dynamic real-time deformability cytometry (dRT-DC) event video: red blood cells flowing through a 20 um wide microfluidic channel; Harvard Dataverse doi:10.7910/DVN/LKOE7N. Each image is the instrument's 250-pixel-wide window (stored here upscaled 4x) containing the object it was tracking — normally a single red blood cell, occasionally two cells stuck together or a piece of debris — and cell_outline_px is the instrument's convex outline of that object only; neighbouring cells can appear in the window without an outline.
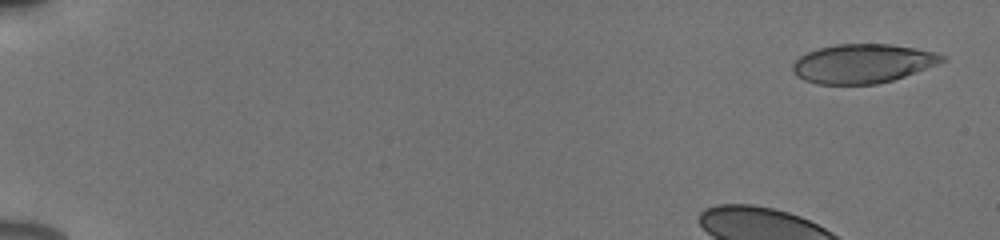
{"species": "human", "species_latin": "Homo sapiens", "temperature_condition": "cold", "stored_images_in_passage": 51, "camera_frame_rate_fps": 3000, "um_per_image_px": 0.085, "donor": {"sex": "male"}, "frame": {"image": 1, "passage_image": 2, "time_ms": 0.333, "image_size_px": [1000, 240], "cell_outline_px": [[948, 60], [904, 76], [892, 80], [876, 84], [816, 84], [804, 80], [796, 76], [792, 72], [792, 64], [800, 56], [808, 52], [820, 48], [836, 44], [888, 44], [916, 48], [936, 52], [944, 56]], "centroid_in_image_um": [73.31, 5.4], "position_along_channel_um": 11.7, "area_um2": 33.93}}
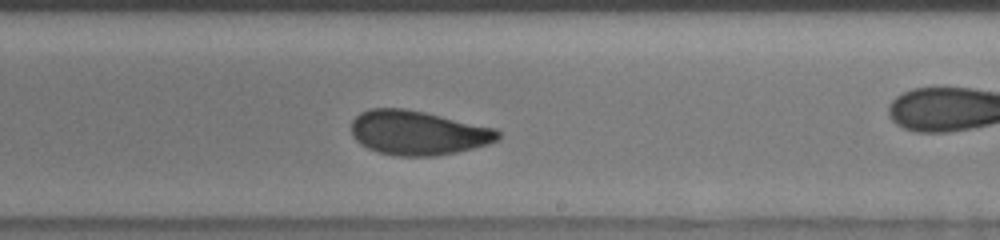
{"frame": {"image": 2, "passage_image": 31, "time_ms": 10.0, "image_size_px": [1000, 240], "cell_outline_px": [[500, 136], [496, 140], [488, 144], [456, 152], [436, 156], [400, 156], [380, 152], [368, 148], [360, 144], [352, 136], [352, 120], [360, 112], [368, 108], [404, 108], [424, 112], [496, 128], [500, 132]], "centroid_in_image_um": [35.51, 11.28], "position_along_channel_um": 253.5, "area_um2": 37.8}}
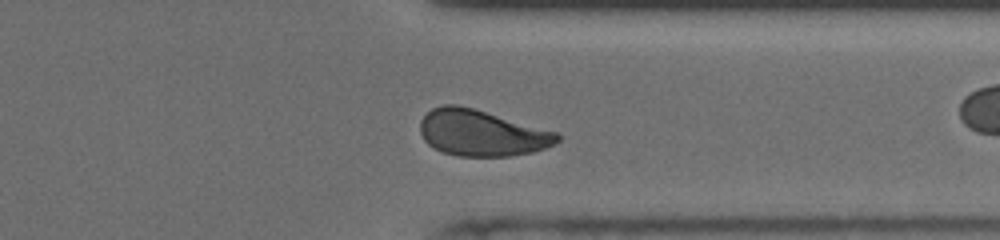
{"frame": {"image": 3, "passage_image": 40, "time_ms": 13.0, "image_size_px": [1000, 240], "cell_outline_px": [[560, 140], [556, 144], [532, 152], [508, 156], [456, 156], [444, 152], [428, 144], [424, 140], [420, 132], [420, 120], [432, 108], [444, 104], [456, 104], [472, 108], [560, 132]], "centroid_in_image_um": [40.96, 11.3], "position_along_channel_um": 370.4, "area_um2": 36.93}, "authors_computed_cell_mechanics": {"area_um2": 37.2232, "velocity_mm_per_s": 3.8863, "shape_relaxation_time_tau1_ms": 4.496, "shape_relaxation_time_tau2_ms": 1.1184, "deformation_change_tau1": 0.1361, "deformation_change_tau2": 0.0645}}